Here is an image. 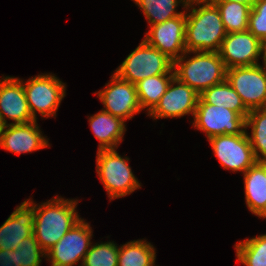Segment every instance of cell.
I'll list each match as a JSON object with an SVG mask.
<instances>
[{
    "instance_id": "obj_1",
    "label": "cell",
    "mask_w": 266,
    "mask_h": 266,
    "mask_svg": "<svg viewBox=\"0 0 266 266\" xmlns=\"http://www.w3.org/2000/svg\"><path fill=\"white\" fill-rule=\"evenodd\" d=\"M186 9L191 10L186 12V52H218L227 32L217 6L211 0H194Z\"/></svg>"
},
{
    "instance_id": "obj_2",
    "label": "cell",
    "mask_w": 266,
    "mask_h": 266,
    "mask_svg": "<svg viewBox=\"0 0 266 266\" xmlns=\"http://www.w3.org/2000/svg\"><path fill=\"white\" fill-rule=\"evenodd\" d=\"M77 203V199L64 200L59 196L39 206L35 203L33 234L45 252L81 220L75 210Z\"/></svg>"
},
{
    "instance_id": "obj_3",
    "label": "cell",
    "mask_w": 266,
    "mask_h": 266,
    "mask_svg": "<svg viewBox=\"0 0 266 266\" xmlns=\"http://www.w3.org/2000/svg\"><path fill=\"white\" fill-rule=\"evenodd\" d=\"M189 53H194L186 59ZM175 77L193 88L199 95L213 85L226 80L227 68L218 52H185L173 62Z\"/></svg>"
},
{
    "instance_id": "obj_4",
    "label": "cell",
    "mask_w": 266,
    "mask_h": 266,
    "mask_svg": "<svg viewBox=\"0 0 266 266\" xmlns=\"http://www.w3.org/2000/svg\"><path fill=\"white\" fill-rule=\"evenodd\" d=\"M128 161L129 158L121 157L115 149L97 152L96 172L111 200L124 197L141 188Z\"/></svg>"
},
{
    "instance_id": "obj_5",
    "label": "cell",
    "mask_w": 266,
    "mask_h": 266,
    "mask_svg": "<svg viewBox=\"0 0 266 266\" xmlns=\"http://www.w3.org/2000/svg\"><path fill=\"white\" fill-rule=\"evenodd\" d=\"M114 73L120 79L136 84L150 76L174 74L173 61L142 40Z\"/></svg>"
},
{
    "instance_id": "obj_6",
    "label": "cell",
    "mask_w": 266,
    "mask_h": 266,
    "mask_svg": "<svg viewBox=\"0 0 266 266\" xmlns=\"http://www.w3.org/2000/svg\"><path fill=\"white\" fill-rule=\"evenodd\" d=\"M26 100L32 117L37 112L44 118L56 116L58 107L66 95V86L52 74H41L23 82ZM37 111V112H36Z\"/></svg>"
},
{
    "instance_id": "obj_7",
    "label": "cell",
    "mask_w": 266,
    "mask_h": 266,
    "mask_svg": "<svg viewBox=\"0 0 266 266\" xmlns=\"http://www.w3.org/2000/svg\"><path fill=\"white\" fill-rule=\"evenodd\" d=\"M263 65L233 67L226 71L227 82L249 111L266 108V64Z\"/></svg>"
},
{
    "instance_id": "obj_8",
    "label": "cell",
    "mask_w": 266,
    "mask_h": 266,
    "mask_svg": "<svg viewBox=\"0 0 266 266\" xmlns=\"http://www.w3.org/2000/svg\"><path fill=\"white\" fill-rule=\"evenodd\" d=\"M193 127L204 131L208 139L218 135L243 134L246 132V118L224 106L207 104L199 98Z\"/></svg>"
},
{
    "instance_id": "obj_9",
    "label": "cell",
    "mask_w": 266,
    "mask_h": 266,
    "mask_svg": "<svg viewBox=\"0 0 266 266\" xmlns=\"http://www.w3.org/2000/svg\"><path fill=\"white\" fill-rule=\"evenodd\" d=\"M92 233L90 225L84 219L76 223L46 252L51 266H75L79 260L83 262L92 244Z\"/></svg>"
},
{
    "instance_id": "obj_10",
    "label": "cell",
    "mask_w": 266,
    "mask_h": 266,
    "mask_svg": "<svg viewBox=\"0 0 266 266\" xmlns=\"http://www.w3.org/2000/svg\"><path fill=\"white\" fill-rule=\"evenodd\" d=\"M208 140L224 169L244 173L256 162L247 131L237 135H218Z\"/></svg>"
},
{
    "instance_id": "obj_11",
    "label": "cell",
    "mask_w": 266,
    "mask_h": 266,
    "mask_svg": "<svg viewBox=\"0 0 266 266\" xmlns=\"http://www.w3.org/2000/svg\"><path fill=\"white\" fill-rule=\"evenodd\" d=\"M96 93L104 105L102 110L125 122L142 110L135 84L120 79L115 73L105 88Z\"/></svg>"
},
{
    "instance_id": "obj_12",
    "label": "cell",
    "mask_w": 266,
    "mask_h": 266,
    "mask_svg": "<svg viewBox=\"0 0 266 266\" xmlns=\"http://www.w3.org/2000/svg\"><path fill=\"white\" fill-rule=\"evenodd\" d=\"M227 69L257 65L262 42L250 31L227 33L218 51Z\"/></svg>"
},
{
    "instance_id": "obj_13",
    "label": "cell",
    "mask_w": 266,
    "mask_h": 266,
    "mask_svg": "<svg viewBox=\"0 0 266 266\" xmlns=\"http://www.w3.org/2000/svg\"><path fill=\"white\" fill-rule=\"evenodd\" d=\"M149 27L150 30L145 33L144 40L173 62L186 52V12L183 15Z\"/></svg>"
},
{
    "instance_id": "obj_14",
    "label": "cell",
    "mask_w": 266,
    "mask_h": 266,
    "mask_svg": "<svg viewBox=\"0 0 266 266\" xmlns=\"http://www.w3.org/2000/svg\"><path fill=\"white\" fill-rule=\"evenodd\" d=\"M199 98V94L193 88L174 76L159 103L148 116L155 120L158 118H177L186 114L194 116Z\"/></svg>"
},
{
    "instance_id": "obj_15",
    "label": "cell",
    "mask_w": 266,
    "mask_h": 266,
    "mask_svg": "<svg viewBox=\"0 0 266 266\" xmlns=\"http://www.w3.org/2000/svg\"><path fill=\"white\" fill-rule=\"evenodd\" d=\"M0 116L4 125H8L6 118L13 120L10 124H26L33 122L26 100L23 81L14 77H3L0 80Z\"/></svg>"
},
{
    "instance_id": "obj_16",
    "label": "cell",
    "mask_w": 266,
    "mask_h": 266,
    "mask_svg": "<svg viewBox=\"0 0 266 266\" xmlns=\"http://www.w3.org/2000/svg\"><path fill=\"white\" fill-rule=\"evenodd\" d=\"M34 221L35 204L27 199L0 226V250H15L23 239L33 234Z\"/></svg>"
},
{
    "instance_id": "obj_17",
    "label": "cell",
    "mask_w": 266,
    "mask_h": 266,
    "mask_svg": "<svg viewBox=\"0 0 266 266\" xmlns=\"http://www.w3.org/2000/svg\"><path fill=\"white\" fill-rule=\"evenodd\" d=\"M48 146L37 120L26 124H8L0 135V147L15 154L31 153Z\"/></svg>"
},
{
    "instance_id": "obj_18",
    "label": "cell",
    "mask_w": 266,
    "mask_h": 266,
    "mask_svg": "<svg viewBox=\"0 0 266 266\" xmlns=\"http://www.w3.org/2000/svg\"><path fill=\"white\" fill-rule=\"evenodd\" d=\"M243 174L246 205L261 217L266 212V162L256 161Z\"/></svg>"
},
{
    "instance_id": "obj_19",
    "label": "cell",
    "mask_w": 266,
    "mask_h": 266,
    "mask_svg": "<svg viewBox=\"0 0 266 266\" xmlns=\"http://www.w3.org/2000/svg\"><path fill=\"white\" fill-rule=\"evenodd\" d=\"M125 121L101 110L89 117V124L94 136L99 140L98 150L117 149L123 139Z\"/></svg>"
},
{
    "instance_id": "obj_20",
    "label": "cell",
    "mask_w": 266,
    "mask_h": 266,
    "mask_svg": "<svg viewBox=\"0 0 266 266\" xmlns=\"http://www.w3.org/2000/svg\"><path fill=\"white\" fill-rule=\"evenodd\" d=\"M199 97L207 104L224 106L225 108L238 113L240 116H244L245 118L248 116L249 110L245 107L241 97L227 80L207 88L199 95Z\"/></svg>"
},
{
    "instance_id": "obj_21",
    "label": "cell",
    "mask_w": 266,
    "mask_h": 266,
    "mask_svg": "<svg viewBox=\"0 0 266 266\" xmlns=\"http://www.w3.org/2000/svg\"><path fill=\"white\" fill-rule=\"evenodd\" d=\"M175 74H160L140 80L135 84L139 104L148 114L159 103Z\"/></svg>"
},
{
    "instance_id": "obj_22",
    "label": "cell",
    "mask_w": 266,
    "mask_h": 266,
    "mask_svg": "<svg viewBox=\"0 0 266 266\" xmlns=\"http://www.w3.org/2000/svg\"><path fill=\"white\" fill-rule=\"evenodd\" d=\"M156 252L146 240H133L119 247L117 266H154Z\"/></svg>"
},
{
    "instance_id": "obj_23",
    "label": "cell",
    "mask_w": 266,
    "mask_h": 266,
    "mask_svg": "<svg viewBox=\"0 0 266 266\" xmlns=\"http://www.w3.org/2000/svg\"><path fill=\"white\" fill-rule=\"evenodd\" d=\"M135 4L143 11L149 26L162 23L183 15L186 11L176 12V7L182 3L187 7V0H135Z\"/></svg>"
},
{
    "instance_id": "obj_24",
    "label": "cell",
    "mask_w": 266,
    "mask_h": 266,
    "mask_svg": "<svg viewBox=\"0 0 266 266\" xmlns=\"http://www.w3.org/2000/svg\"><path fill=\"white\" fill-rule=\"evenodd\" d=\"M221 15L227 33L243 32L248 29L251 6L238 2H213Z\"/></svg>"
},
{
    "instance_id": "obj_25",
    "label": "cell",
    "mask_w": 266,
    "mask_h": 266,
    "mask_svg": "<svg viewBox=\"0 0 266 266\" xmlns=\"http://www.w3.org/2000/svg\"><path fill=\"white\" fill-rule=\"evenodd\" d=\"M251 127L248 135L256 161L266 162V108L250 110L246 117V129Z\"/></svg>"
},
{
    "instance_id": "obj_26",
    "label": "cell",
    "mask_w": 266,
    "mask_h": 266,
    "mask_svg": "<svg viewBox=\"0 0 266 266\" xmlns=\"http://www.w3.org/2000/svg\"><path fill=\"white\" fill-rule=\"evenodd\" d=\"M237 260L245 266H266V234L235 244Z\"/></svg>"
},
{
    "instance_id": "obj_27",
    "label": "cell",
    "mask_w": 266,
    "mask_h": 266,
    "mask_svg": "<svg viewBox=\"0 0 266 266\" xmlns=\"http://www.w3.org/2000/svg\"><path fill=\"white\" fill-rule=\"evenodd\" d=\"M119 247L113 242L91 245L81 266H117Z\"/></svg>"
},
{
    "instance_id": "obj_28",
    "label": "cell",
    "mask_w": 266,
    "mask_h": 266,
    "mask_svg": "<svg viewBox=\"0 0 266 266\" xmlns=\"http://www.w3.org/2000/svg\"><path fill=\"white\" fill-rule=\"evenodd\" d=\"M16 249L21 266H39L42 261L40 257L46 258V252L40 247L34 234L23 239Z\"/></svg>"
},
{
    "instance_id": "obj_29",
    "label": "cell",
    "mask_w": 266,
    "mask_h": 266,
    "mask_svg": "<svg viewBox=\"0 0 266 266\" xmlns=\"http://www.w3.org/2000/svg\"><path fill=\"white\" fill-rule=\"evenodd\" d=\"M247 30L261 42L266 39V0H256L253 4Z\"/></svg>"
},
{
    "instance_id": "obj_30",
    "label": "cell",
    "mask_w": 266,
    "mask_h": 266,
    "mask_svg": "<svg viewBox=\"0 0 266 266\" xmlns=\"http://www.w3.org/2000/svg\"><path fill=\"white\" fill-rule=\"evenodd\" d=\"M0 266H21L18 259V250H0Z\"/></svg>"
},
{
    "instance_id": "obj_31",
    "label": "cell",
    "mask_w": 266,
    "mask_h": 266,
    "mask_svg": "<svg viewBox=\"0 0 266 266\" xmlns=\"http://www.w3.org/2000/svg\"><path fill=\"white\" fill-rule=\"evenodd\" d=\"M211 1L212 2H238L241 4L250 5L252 7L256 0H211Z\"/></svg>"
},
{
    "instance_id": "obj_32",
    "label": "cell",
    "mask_w": 266,
    "mask_h": 266,
    "mask_svg": "<svg viewBox=\"0 0 266 266\" xmlns=\"http://www.w3.org/2000/svg\"><path fill=\"white\" fill-rule=\"evenodd\" d=\"M262 58L263 64H266V39L262 41Z\"/></svg>"
},
{
    "instance_id": "obj_33",
    "label": "cell",
    "mask_w": 266,
    "mask_h": 266,
    "mask_svg": "<svg viewBox=\"0 0 266 266\" xmlns=\"http://www.w3.org/2000/svg\"><path fill=\"white\" fill-rule=\"evenodd\" d=\"M4 127H5V125H4V123H3L2 119H1V116H0V135H1Z\"/></svg>"
},
{
    "instance_id": "obj_34",
    "label": "cell",
    "mask_w": 266,
    "mask_h": 266,
    "mask_svg": "<svg viewBox=\"0 0 266 266\" xmlns=\"http://www.w3.org/2000/svg\"><path fill=\"white\" fill-rule=\"evenodd\" d=\"M261 218H266V212L261 216Z\"/></svg>"
}]
</instances>
